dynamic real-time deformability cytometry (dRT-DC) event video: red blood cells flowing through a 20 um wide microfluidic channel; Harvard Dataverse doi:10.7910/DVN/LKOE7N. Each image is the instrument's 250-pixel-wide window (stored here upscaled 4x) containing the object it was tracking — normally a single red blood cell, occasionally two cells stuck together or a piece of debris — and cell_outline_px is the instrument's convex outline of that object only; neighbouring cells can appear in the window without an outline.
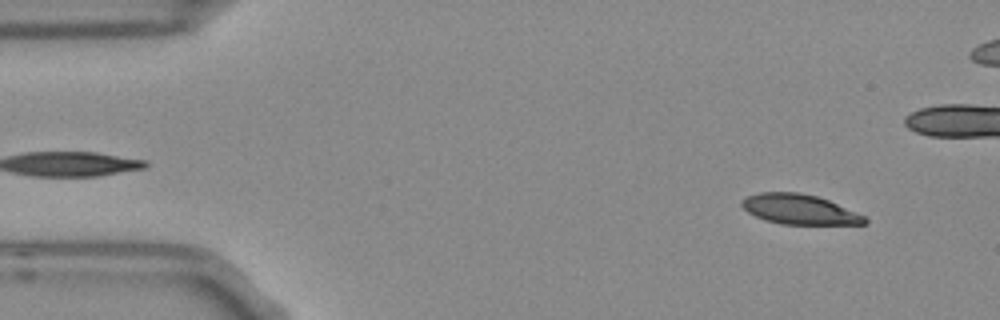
{"species": "Egyptian fruit bat (a non-hibernating species)", "species_latin": "Rousettus aegyptiacus", "temperature_condition": "room temperature", "stored_images_in_passage": 4, "camera_frame_rate_fps": 3000, "um_per_image_px": 0.085, "frame": {"image": 1, "passage_image": 1, "time_ms": 0.0, "image_size_px": [1000, 320], "cell_outline_px": [[868, 224], [780, 224], [764, 220], [748, 212], [740, 204], [740, 200], [744, 196], [760, 192], [800, 192], [816, 196], [828, 200], [864, 216], [868, 220]], "centroid_in_image_um": [67.89, 17.79], "position_along_channel_um": 17.1, "area_um2": 21.44}}